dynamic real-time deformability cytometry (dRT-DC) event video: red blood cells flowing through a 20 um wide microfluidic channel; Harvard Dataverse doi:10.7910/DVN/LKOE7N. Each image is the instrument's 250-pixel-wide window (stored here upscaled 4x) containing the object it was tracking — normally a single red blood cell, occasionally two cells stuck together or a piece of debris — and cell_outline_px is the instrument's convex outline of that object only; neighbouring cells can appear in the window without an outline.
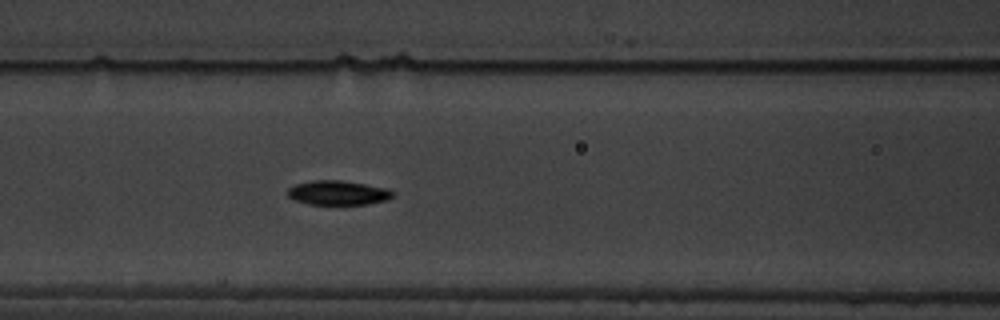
{"species": "common noctule bat (a hibernating species)", "species_latin": "Nyctalus noctula", "temperature_condition": "warm", "stored_images_in_passage": 7, "camera_frame_rate_fps": 3000, "um_per_image_px": 0.085, "animal": {"sex": "male", "body_mass_g": 19.5, "forearm_length_mm": 54.6}, "frame": {"image": 1, "passage_image": 7, "time_ms": 7.0, "image_size_px": [1000, 320], "cell_outline_px": [[396, 192], [388, 200], [368, 204], [308, 204], [292, 200], [288, 196], [288, 188], [296, 184], [312, 180], [340, 180], [388, 188]], "centroid_in_image_um": [28.74, 16.39], "position_along_channel_um": 137.9, "area_um2": 15.03}}